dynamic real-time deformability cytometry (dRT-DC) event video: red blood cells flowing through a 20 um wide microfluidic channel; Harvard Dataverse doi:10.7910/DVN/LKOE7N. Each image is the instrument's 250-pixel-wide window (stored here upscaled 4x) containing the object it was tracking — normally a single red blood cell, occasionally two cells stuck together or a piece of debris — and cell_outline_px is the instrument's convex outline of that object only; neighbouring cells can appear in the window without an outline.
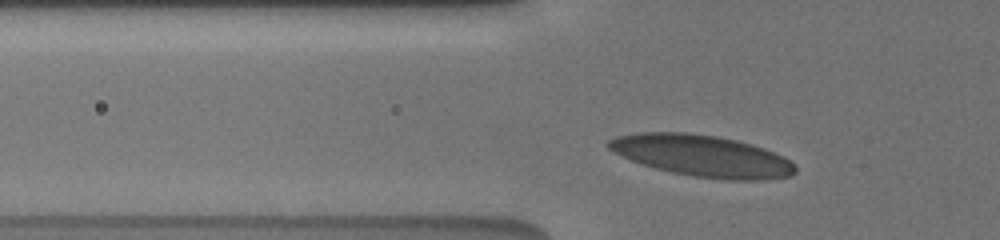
{"species": "human", "species_latin": "Homo sapiens", "temperature_condition": "cold", "stored_images_in_passage": 35, "camera_frame_rate_fps": 3000, "um_per_image_px": 0.085, "donor": {"sex": "male"}, "frame": {"image": 1, "passage_image": 6, "time_ms": 1.667, "image_size_px": [1000, 240], "cell_outline_px": [[796, 172], [792, 176], [764, 180], [724, 180], [692, 176], [672, 172], [656, 168], [632, 160], [608, 148], [604, 144], [608, 140], [616, 136], [636, 132], [688, 132], [716, 136], [736, 140], [752, 144], [764, 148], [784, 156], [796, 168]], "centroid_in_image_um": [59.7, 13.24], "position_along_channel_um": 66.1, "area_um2": 45.2}}
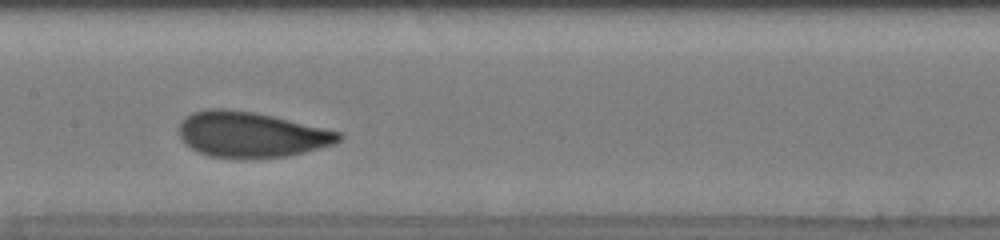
{"frame": {"image": 2, "passage_image": 16, "time_ms": 5.0, "image_size_px": [1000, 240], "cell_outline_px": [[344, 136], [336, 144], [288, 156], [208, 156], [184, 144], [180, 136], [180, 120], [192, 112], [208, 108], [224, 108], [252, 112], [272, 116], [344, 132]], "centroid_in_image_um": [21.37, 11.4], "position_along_channel_um": 186.0, "area_um2": 41.85}}
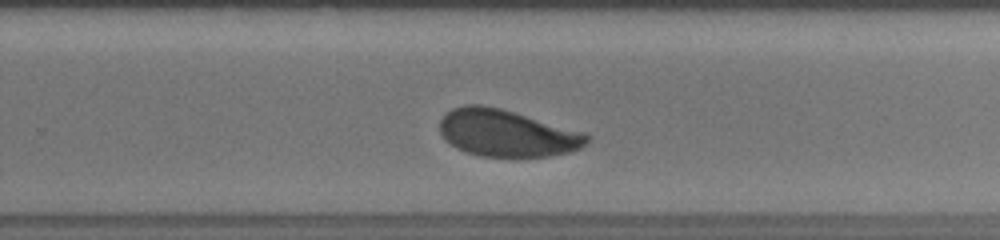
{"frame": {"image": 3, "passage_image": 24, "time_ms": 7.667, "image_size_px": [1000, 240], "cell_outline_px": [[592, 136], [580, 148], [572, 152], [548, 156], [480, 156], [456, 148], [444, 140], [440, 132], [440, 120], [452, 108], [464, 104], [480, 104], [500, 108], [584, 132]], "centroid_in_image_um": [43.06, 11.31], "position_along_channel_um": 286.7, "area_um2": 40.11}, "authors_computed_cell_mechanics": {"area_um2": 41.5004, "velocity_mm_per_s": 3.7968, "shape_relaxation_time_tau1_ms": 3.0881, "shape_relaxation_time_tau2_ms": 0.7098, "deformation_change_tau1": 0.1258, "deformation_change_tau2": 0.0545}}